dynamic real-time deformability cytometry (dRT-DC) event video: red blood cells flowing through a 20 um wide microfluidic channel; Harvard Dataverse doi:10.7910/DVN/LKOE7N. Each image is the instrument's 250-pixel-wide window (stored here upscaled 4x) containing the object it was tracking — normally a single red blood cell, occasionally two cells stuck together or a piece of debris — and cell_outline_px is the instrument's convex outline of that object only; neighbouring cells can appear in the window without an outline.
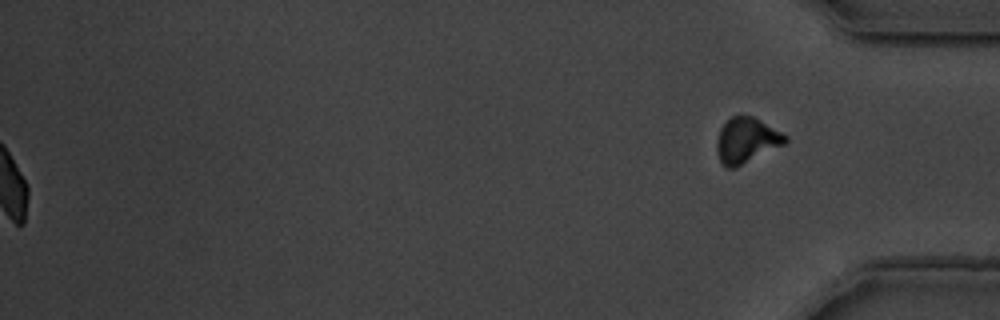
{"species": "common noctule bat (a hibernating species)", "species_latin": "Nyctalus noctula", "temperature_condition": "warm", "stored_images_in_passage": 57, "segment_of_instrument_passage": [2, 2], "camera_frame_rate_fps": 3000, "um_per_image_px": 0.085, "animal": {"sex": "male", "body_mass_g": 19.5, "forearm_length_mm": 54.6}, "frame": {"image": 1, "passage_image": 57, "time_ms": 18.667, "image_size_px": [1000, 320], "cell_outline_px": [[788, 140], [784, 144], [736, 168], [728, 168], [720, 160], [716, 148], [716, 144], [720, 128], [732, 116], [752, 116], [788, 136]], "centroid_in_image_um": [63.44, 11.94], "position_along_channel_um": 371.8, "area_um2": 17.8}}